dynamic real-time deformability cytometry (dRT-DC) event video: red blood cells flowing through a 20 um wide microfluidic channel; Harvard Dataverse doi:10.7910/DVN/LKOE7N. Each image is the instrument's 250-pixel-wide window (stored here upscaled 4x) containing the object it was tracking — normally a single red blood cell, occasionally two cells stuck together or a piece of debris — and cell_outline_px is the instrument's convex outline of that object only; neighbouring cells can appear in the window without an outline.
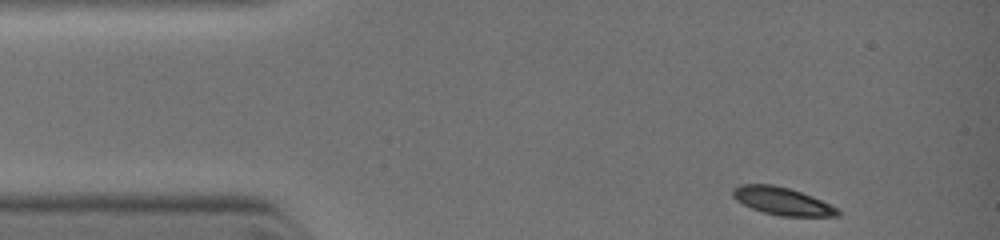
{"species": "common noctule bat (a hibernating species)", "species_latin": "Nyctalus noctula", "temperature_condition": "warm", "stored_images_in_passage": 42, "camera_frame_rate_fps": 3000, "um_per_image_px": 0.085, "animal": {"sex": "female", "body_mass_g": 19.0, "forearm_length_mm": 51.5}, "frame": {"image": 1, "passage_image": 1, "time_ms": 0.0, "image_size_px": [1000, 240], "cell_outline_px": [[840, 216], [780, 216], [764, 212], [752, 208], [736, 200], [732, 196], [732, 188], [740, 184], [772, 184], [788, 188], [812, 196], [840, 208]], "centroid_in_image_um": [66.5, 17.09], "position_along_channel_um": 18.5, "area_um2": 16.94}}
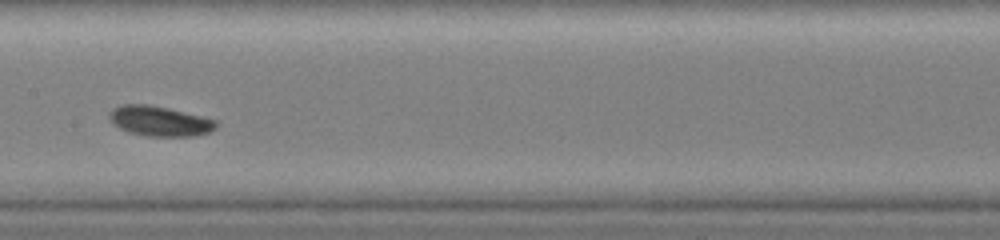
{"frame": {"image": 2, "passage_image": 26, "time_ms": 4.667, "image_size_px": [1000, 240], "cell_outline_px": [[220, 124], [216, 128], [208, 132], [192, 136], [148, 136], [128, 132], [120, 128], [108, 116], [108, 112], [124, 104], [148, 104], [168, 108], [216, 120]], "centroid_in_image_um": [13.6, 10.29], "position_along_channel_um": 193.8, "area_um2": 18.44}}
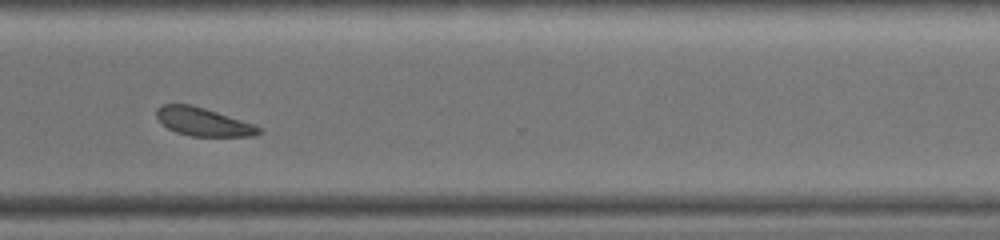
{"frame": {"image": 3, "passage_image": 41, "time_ms": 7.667, "image_size_px": [1000, 240], "cell_outline_px": [[264, 132], [256, 136], [192, 136], [176, 132], [168, 128], [156, 116], [156, 108], [164, 104], [192, 104], [264, 128]], "centroid_in_image_um": [17.3, 10.36], "position_along_channel_um": 353.3, "area_um2": 16.7}}